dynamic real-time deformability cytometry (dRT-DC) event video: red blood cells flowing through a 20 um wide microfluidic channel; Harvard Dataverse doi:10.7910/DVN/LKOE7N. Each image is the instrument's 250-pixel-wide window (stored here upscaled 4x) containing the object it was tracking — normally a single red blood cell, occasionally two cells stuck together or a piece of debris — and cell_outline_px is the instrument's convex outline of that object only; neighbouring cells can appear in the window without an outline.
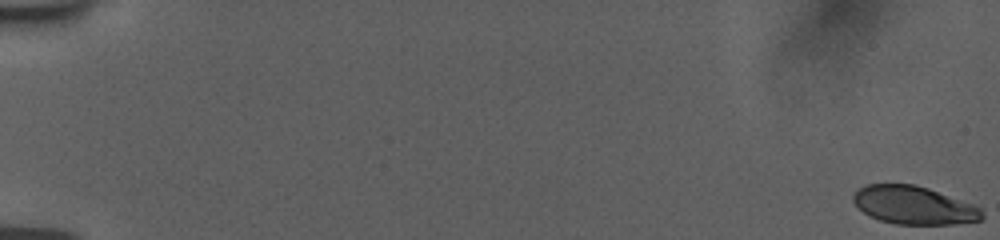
{"species": "human", "species_latin": "Homo sapiens", "temperature_condition": "room temperature", "stored_images_in_passage": 57, "camera_frame_rate_fps": 3000, "um_per_image_px": 0.085, "donor": {"sex": "female"}, "frame": {"image": 1, "passage_image": 1, "time_ms": 0.0, "image_size_px": [1000, 240], "cell_outline_px": [[984, 216], [980, 220], [952, 224], [896, 224], [880, 220], [864, 212], [852, 200], [852, 196], [856, 188], [868, 184], [916, 184], [976, 204], [984, 212]], "centroid_in_image_um": [77.7, 17.43], "position_along_channel_um": 7.3, "area_um2": 28.73}}
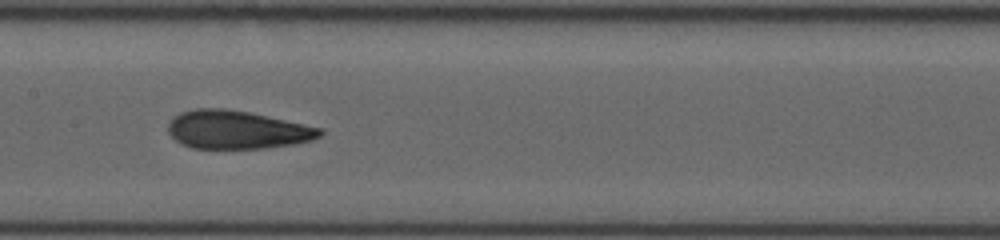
{"frame": {"image": 2, "passage_image": 31, "time_ms": 10.0, "image_size_px": [1000, 240], "cell_outline_px": [[324, 132], [320, 136], [312, 140], [296, 144], [264, 148], [192, 148], [180, 144], [168, 132], [168, 124], [172, 116], [180, 112], [196, 108], [224, 108], [248, 112], [324, 128]], "centroid_in_image_um": [20.14, 11.02], "position_along_channel_um": 187.3, "area_um2": 34.04}}
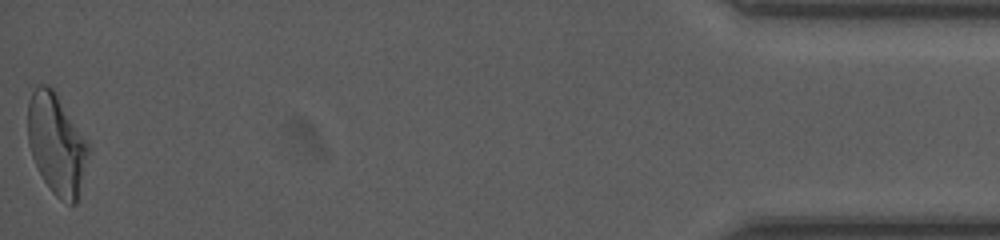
{"frame": {"image": 3, "passage_image": 57, "time_ms": 18.667, "image_size_px": [1000, 240], "cell_outline_px": [[88, 152], [76, 204], [68, 204], [60, 200], [52, 192], [44, 180], [32, 156], [28, 144], [28, 100], [32, 92], [40, 84], [48, 84], [56, 92], [88, 144]], "centroid_in_image_um": [4.77, 12.23], "position_along_channel_um": 430.4, "area_um2": 34.8}, "authors_computed_cell_mechanics": {"area_um2": 33.6396, "velocity_mm_per_s": 3.7639, "shape_relaxation_time_tau1_ms": 6.1188, "shape_relaxation_time_tau2_ms": 1.2162, "deformation_change_tau1": 0.1989, "deformation_change_tau2": 0.0792}}